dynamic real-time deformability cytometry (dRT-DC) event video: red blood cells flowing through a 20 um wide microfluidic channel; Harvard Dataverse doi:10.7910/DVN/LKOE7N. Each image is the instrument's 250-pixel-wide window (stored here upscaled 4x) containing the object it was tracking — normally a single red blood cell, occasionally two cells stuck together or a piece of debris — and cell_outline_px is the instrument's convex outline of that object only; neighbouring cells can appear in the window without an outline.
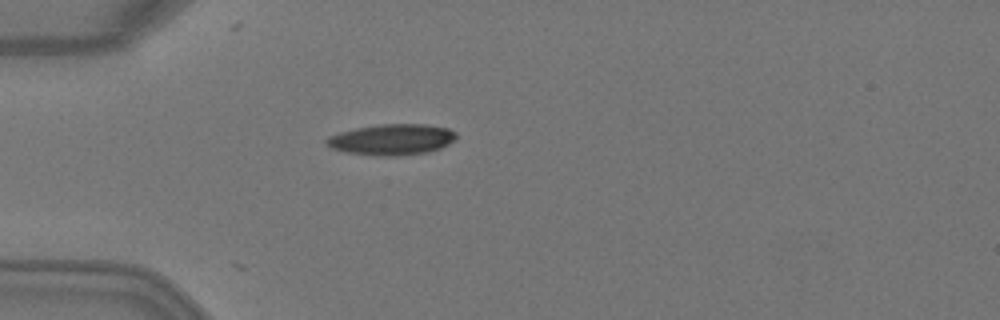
{"species": "Egyptian fruit bat (a non-hibernating species)", "species_latin": "Rousettus aegyptiacus", "temperature_condition": "warm", "stored_images_in_passage": 1, "camera_frame_rate_fps": 3000, "um_per_image_px": 0.085, "animal": {"sex": "female"}, "frame": {"image": 1, "passage_image": 1, "time_ms": 0.0, "image_size_px": [1000, 320], "cell_outline_px": [[456, 136], [448, 144], [440, 148], [428, 152], [396, 156], [380, 156], [348, 152], [332, 148], [324, 144], [324, 140], [328, 136], [340, 132], [356, 128], [380, 124], [424, 124], [448, 128], [456, 132]], "centroid_in_image_um": [33.28, 11.85], "position_along_channel_um": 51.7, "area_um2": 23.29}}